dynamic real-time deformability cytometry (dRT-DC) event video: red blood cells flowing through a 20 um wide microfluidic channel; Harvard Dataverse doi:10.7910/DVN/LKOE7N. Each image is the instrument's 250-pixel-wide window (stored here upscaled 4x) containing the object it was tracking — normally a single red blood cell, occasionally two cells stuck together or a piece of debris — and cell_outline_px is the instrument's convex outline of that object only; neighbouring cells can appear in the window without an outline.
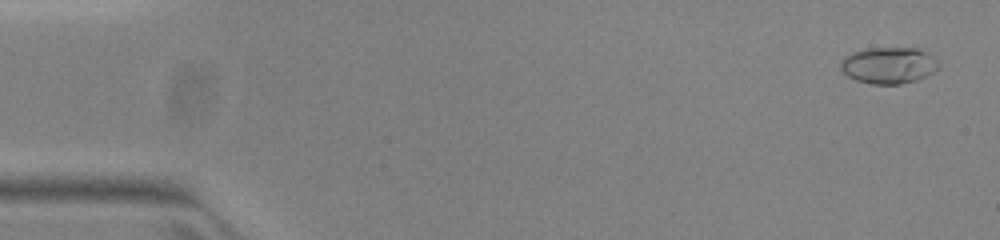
{"species": "common noctule bat (a hibernating species)", "species_latin": "Nyctalus noctula", "temperature_condition": "warm", "stored_images_in_passage": 52, "camera_frame_rate_fps": 3000, "um_per_image_px": 0.085, "animal": {"sex": "female", "body_mass_g": 23.0, "forearm_length_mm": 53.4}, "frame": {"image": 1, "passage_image": 2, "time_ms": 0.333, "image_size_px": [1000, 240], "cell_outline_px": [[940, 68], [916, 80], [900, 84], [872, 84], [856, 80], [848, 76], [840, 68], [840, 60], [844, 56], [852, 52], [868, 48], [916, 48], [932, 56], [940, 64]], "centroid_in_image_um": [75.5, 5.55], "position_along_channel_um": 9.5, "area_um2": 20.75}}
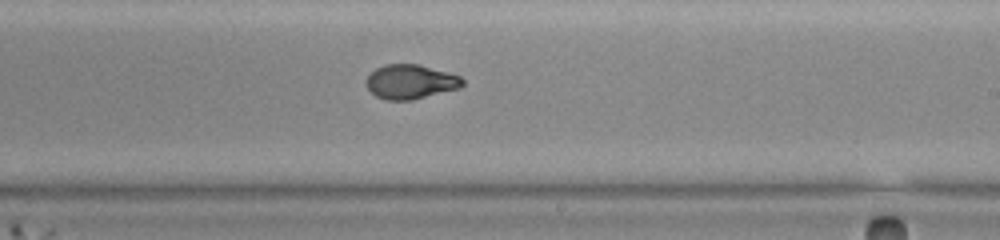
{"frame": {"image": 2, "passage_image": 31, "time_ms": 10.0, "image_size_px": [1000, 240], "cell_outline_px": [[464, 84], [460, 88], [412, 100], [384, 100], [376, 96], [368, 88], [368, 76], [376, 68], [384, 64], [416, 64], [448, 72], [460, 76], [464, 80]], "centroid_in_image_um": [34.92, 6.95], "position_along_channel_um": 254.1, "area_um2": 19.13}}
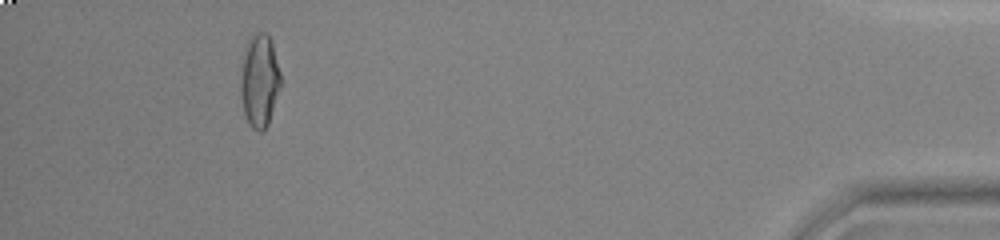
{"frame": {"image": 3, "passage_image": 48, "time_ms": 15.667, "image_size_px": [1000, 240], "cell_outline_px": [[280, 88], [268, 124], [260, 132], [252, 128], [248, 124], [244, 116], [240, 92], [240, 80], [244, 56], [248, 44], [252, 36], [260, 32], [268, 32], [272, 40], [280, 72]], "centroid_in_image_um": [22.06, 6.89], "position_along_channel_um": 413.1, "area_um2": 21.56}, "authors_computed_cell_mechanics": {"area_um2": 19.6809, "velocity_mm_per_s": 3.9583, "shape_relaxation_time_tau1_ms": 8.171, "shape_relaxation_time_tau2_ms": 1.2249, "deformation_change_tau1": 0.2661, "deformation_change_tau2": 0.0477}}